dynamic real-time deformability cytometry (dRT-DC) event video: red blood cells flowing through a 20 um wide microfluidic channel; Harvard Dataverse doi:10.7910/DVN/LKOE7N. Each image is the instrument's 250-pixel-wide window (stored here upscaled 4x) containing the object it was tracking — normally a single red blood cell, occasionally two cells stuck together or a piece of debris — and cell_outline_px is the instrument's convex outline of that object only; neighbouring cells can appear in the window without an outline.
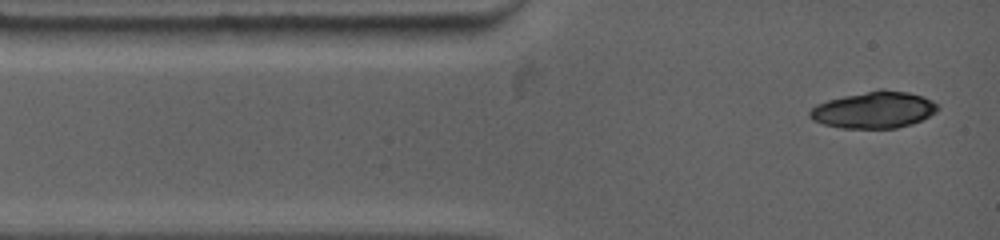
{"species": "common noctule bat (a hibernating species)", "species_latin": "Nyctalus noctula", "temperature_condition": "warm", "stored_images_in_passage": 2, "camera_frame_rate_fps": 4500, "um_per_image_px": 0.085, "animal": {"sex": "female", "body_mass_g": 19.0, "forearm_length_mm": 53.3}, "frame": {"image": 1, "passage_image": 1, "time_ms": 0.0, "image_size_px": [1000, 240], "cell_outline_px": [[936, 112], [912, 124], [896, 128], [840, 128], [824, 124], [812, 120], [808, 116], [808, 112], [816, 104], [828, 100], [844, 96], [880, 88], [908, 92], [932, 100], [936, 104]], "centroid_in_image_um": [74.24, 9.34], "position_along_channel_um": 10.8, "area_um2": 27.22}}